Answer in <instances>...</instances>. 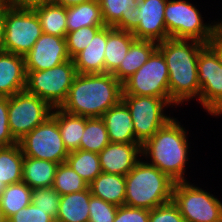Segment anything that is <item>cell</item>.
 <instances>
[{"label": "cell", "instance_id": "836d02e7", "mask_svg": "<svg viewBox=\"0 0 222 222\" xmlns=\"http://www.w3.org/2000/svg\"><path fill=\"white\" fill-rule=\"evenodd\" d=\"M60 196L53 187L36 188L32 189L31 203L43 211H46L56 222Z\"/></svg>", "mask_w": 222, "mask_h": 222}, {"label": "cell", "instance_id": "7c38bea8", "mask_svg": "<svg viewBox=\"0 0 222 222\" xmlns=\"http://www.w3.org/2000/svg\"><path fill=\"white\" fill-rule=\"evenodd\" d=\"M24 157L64 163L69 151L60 135L57 120L51 115L18 141Z\"/></svg>", "mask_w": 222, "mask_h": 222}, {"label": "cell", "instance_id": "ab89813d", "mask_svg": "<svg viewBox=\"0 0 222 222\" xmlns=\"http://www.w3.org/2000/svg\"><path fill=\"white\" fill-rule=\"evenodd\" d=\"M114 222H149V210L121 205Z\"/></svg>", "mask_w": 222, "mask_h": 222}, {"label": "cell", "instance_id": "7a4b0ae2", "mask_svg": "<svg viewBox=\"0 0 222 222\" xmlns=\"http://www.w3.org/2000/svg\"><path fill=\"white\" fill-rule=\"evenodd\" d=\"M122 84L113 74H77L60 109L84 117H102L122 100Z\"/></svg>", "mask_w": 222, "mask_h": 222}, {"label": "cell", "instance_id": "8992f818", "mask_svg": "<svg viewBox=\"0 0 222 222\" xmlns=\"http://www.w3.org/2000/svg\"><path fill=\"white\" fill-rule=\"evenodd\" d=\"M25 90L46 101L52 108H60L78 74L73 59L41 71H26Z\"/></svg>", "mask_w": 222, "mask_h": 222}, {"label": "cell", "instance_id": "5b68a950", "mask_svg": "<svg viewBox=\"0 0 222 222\" xmlns=\"http://www.w3.org/2000/svg\"><path fill=\"white\" fill-rule=\"evenodd\" d=\"M165 25L171 38L191 39L207 44L222 21L206 24L193 4L186 0H167L165 5Z\"/></svg>", "mask_w": 222, "mask_h": 222}, {"label": "cell", "instance_id": "ba28073f", "mask_svg": "<svg viewBox=\"0 0 222 222\" xmlns=\"http://www.w3.org/2000/svg\"><path fill=\"white\" fill-rule=\"evenodd\" d=\"M43 34L34 10L19 9L5 4V52L25 56Z\"/></svg>", "mask_w": 222, "mask_h": 222}, {"label": "cell", "instance_id": "d590c367", "mask_svg": "<svg viewBox=\"0 0 222 222\" xmlns=\"http://www.w3.org/2000/svg\"><path fill=\"white\" fill-rule=\"evenodd\" d=\"M118 206L91 195L89 222H114Z\"/></svg>", "mask_w": 222, "mask_h": 222}, {"label": "cell", "instance_id": "603a6c76", "mask_svg": "<svg viewBox=\"0 0 222 222\" xmlns=\"http://www.w3.org/2000/svg\"><path fill=\"white\" fill-rule=\"evenodd\" d=\"M91 194L116 206L125 204V176L101 172L90 184Z\"/></svg>", "mask_w": 222, "mask_h": 222}, {"label": "cell", "instance_id": "9a60e30c", "mask_svg": "<svg viewBox=\"0 0 222 222\" xmlns=\"http://www.w3.org/2000/svg\"><path fill=\"white\" fill-rule=\"evenodd\" d=\"M98 155L102 172L126 176L142 159V145L110 142Z\"/></svg>", "mask_w": 222, "mask_h": 222}, {"label": "cell", "instance_id": "484cf974", "mask_svg": "<svg viewBox=\"0 0 222 222\" xmlns=\"http://www.w3.org/2000/svg\"><path fill=\"white\" fill-rule=\"evenodd\" d=\"M67 32L88 26H106L99 0H89L75 6L66 7Z\"/></svg>", "mask_w": 222, "mask_h": 222}, {"label": "cell", "instance_id": "f35d334b", "mask_svg": "<svg viewBox=\"0 0 222 222\" xmlns=\"http://www.w3.org/2000/svg\"><path fill=\"white\" fill-rule=\"evenodd\" d=\"M18 143L13 137L8 122V97H0V147Z\"/></svg>", "mask_w": 222, "mask_h": 222}, {"label": "cell", "instance_id": "52a82bcc", "mask_svg": "<svg viewBox=\"0 0 222 222\" xmlns=\"http://www.w3.org/2000/svg\"><path fill=\"white\" fill-rule=\"evenodd\" d=\"M172 201L186 222L222 221L221 201L187 180L174 183Z\"/></svg>", "mask_w": 222, "mask_h": 222}, {"label": "cell", "instance_id": "8fae6325", "mask_svg": "<svg viewBox=\"0 0 222 222\" xmlns=\"http://www.w3.org/2000/svg\"><path fill=\"white\" fill-rule=\"evenodd\" d=\"M52 110L46 101L26 90L8 97V122L13 137L22 139L50 117Z\"/></svg>", "mask_w": 222, "mask_h": 222}, {"label": "cell", "instance_id": "277c9868", "mask_svg": "<svg viewBox=\"0 0 222 222\" xmlns=\"http://www.w3.org/2000/svg\"><path fill=\"white\" fill-rule=\"evenodd\" d=\"M125 183L126 206L150 211L172 201L175 181L143 158L125 176Z\"/></svg>", "mask_w": 222, "mask_h": 222}, {"label": "cell", "instance_id": "d6a6232c", "mask_svg": "<svg viewBox=\"0 0 222 222\" xmlns=\"http://www.w3.org/2000/svg\"><path fill=\"white\" fill-rule=\"evenodd\" d=\"M52 187L63 196L86 190L89 188V184L64 162L60 163L56 169Z\"/></svg>", "mask_w": 222, "mask_h": 222}, {"label": "cell", "instance_id": "bcb514c9", "mask_svg": "<svg viewBox=\"0 0 222 222\" xmlns=\"http://www.w3.org/2000/svg\"><path fill=\"white\" fill-rule=\"evenodd\" d=\"M5 188H6L5 183H3L2 181H0V196H1L2 192L5 190Z\"/></svg>", "mask_w": 222, "mask_h": 222}, {"label": "cell", "instance_id": "b9f144b4", "mask_svg": "<svg viewBox=\"0 0 222 222\" xmlns=\"http://www.w3.org/2000/svg\"><path fill=\"white\" fill-rule=\"evenodd\" d=\"M207 45L214 51L222 65V25L214 32Z\"/></svg>", "mask_w": 222, "mask_h": 222}, {"label": "cell", "instance_id": "d6986e66", "mask_svg": "<svg viewBox=\"0 0 222 222\" xmlns=\"http://www.w3.org/2000/svg\"><path fill=\"white\" fill-rule=\"evenodd\" d=\"M106 42L107 26H104L95 34L89 45L73 58L78 74L105 73Z\"/></svg>", "mask_w": 222, "mask_h": 222}, {"label": "cell", "instance_id": "30bf717a", "mask_svg": "<svg viewBox=\"0 0 222 222\" xmlns=\"http://www.w3.org/2000/svg\"><path fill=\"white\" fill-rule=\"evenodd\" d=\"M122 101L129 109L134 125V135L141 145L173 118L164 113V109L171 105L163 98L122 95Z\"/></svg>", "mask_w": 222, "mask_h": 222}, {"label": "cell", "instance_id": "f546056e", "mask_svg": "<svg viewBox=\"0 0 222 222\" xmlns=\"http://www.w3.org/2000/svg\"><path fill=\"white\" fill-rule=\"evenodd\" d=\"M110 143L108 131L101 117H85V130L80 140V150L100 153Z\"/></svg>", "mask_w": 222, "mask_h": 222}, {"label": "cell", "instance_id": "60d3db41", "mask_svg": "<svg viewBox=\"0 0 222 222\" xmlns=\"http://www.w3.org/2000/svg\"><path fill=\"white\" fill-rule=\"evenodd\" d=\"M3 3L19 9H35L41 6L54 4V0H3Z\"/></svg>", "mask_w": 222, "mask_h": 222}, {"label": "cell", "instance_id": "9c48e42d", "mask_svg": "<svg viewBox=\"0 0 222 222\" xmlns=\"http://www.w3.org/2000/svg\"><path fill=\"white\" fill-rule=\"evenodd\" d=\"M168 78L166 61L162 53L156 49L147 62L122 84V95L159 97L172 105Z\"/></svg>", "mask_w": 222, "mask_h": 222}, {"label": "cell", "instance_id": "ac0fdd59", "mask_svg": "<svg viewBox=\"0 0 222 222\" xmlns=\"http://www.w3.org/2000/svg\"><path fill=\"white\" fill-rule=\"evenodd\" d=\"M25 58L9 53H0V97H11L26 87Z\"/></svg>", "mask_w": 222, "mask_h": 222}, {"label": "cell", "instance_id": "6da1fadb", "mask_svg": "<svg viewBox=\"0 0 222 222\" xmlns=\"http://www.w3.org/2000/svg\"><path fill=\"white\" fill-rule=\"evenodd\" d=\"M205 45L196 40L171 37L158 42L157 49L168 67L169 95L174 107L193 98L199 100L197 62L200 50Z\"/></svg>", "mask_w": 222, "mask_h": 222}, {"label": "cell", "instance_id": "4dcf8cb0", "mask_svg": "<svg viewBox=\"0 0 222 222\" xmlns=\"http://www.w3.org/2000/svg\"><path fill=\"white\" fill-rule=\"evenodd\" d=\"M32 188L23 181L7 185L0 196V208L6 219L31 203Z\"/></svg>", "mask_w": 222, "mask_h": 222}, {"label": "cell", "instance_id": "83f0119b", "mask_svg": "<svg viewBox=\"0 0 222 222\" xmlns=\"http://www.w3.org/2000/svg\"><path fill=\"white\" fill-rule=\"evenodd\" d=\"M24 155L19 143L0 147V181L5 185L22 181Z\"/></svg>", "mask_w": 222, "mask_h": 222}, {"label": "cell", "instance_id": "4fadbf2b", "mask_svg": "<svg viewBox=\"0 0 222 222\" xmlns=\"http://www.w3.org/2000/svg\"><path fill=\"white\" fill-rule=\"evenodd\" d=\"M199 103L213 116L222 115V65L206 44L198 56Z\"/></svg>", "mask_w": 222, "mask_h": 222}, {"label": "cell", "instance_id": "5bb4252c", "mask_svg": "<svg viewBox=\"0 0 222 222\" xmlns=\"http://www.w3.org/2000/svg\"><path fill=\"white\" fill-rule=\"evenodd\" d=\"M26 71L51 69L71 58L65 37L43 33L32 49L24 56Z\"/></svg>", "mask_w": 222, "mask_h": 222}, {"label": "cell", "instance_id": "7bdbcfd3", "mask_svg": "<svg viewBox=\"0 0 222 222\" xmlns=\"http://www.w3.org/2000/svg\"><path fill=\"white\" fill-rule=\"evenodd\" d=\"M5 33V4L0 7V53L4 51L3 40Z\"/></svg>", "mask_w": 222, "mask_h": 222}, {"label": "cell", "instance_id": "f6af8a7d", "mask_svg": "<svg viewBox=\"0 0 222 222\" xmlns=\"http://www.w3.org/2000/svg\"><path fill=\"white\" fill-rule=\"evenodd\" d=\"M0 222H7L3 210L0 208Z\"/></svg>", "mask_w": 222, "mask_h": 222}, {"label": "cell", "instance_id": "ffe728a7", "mask_svg": "<svg viewBox=\"0 0 222 222\" xmlns=\"http://www.w3.org/2000/svg\"><path fill=\"white\" fill-rule=\"evenodd\" d=\"M101 118L105 122L110 142L139 143L134 135V125L129 109L122 100L109 108Z\"/></svg>", "mask_w": 222, "mask_h": 222}, {"label": "cell", "instance_id": "1f68e13d", "mask_svg": "<svg viewBox=\"0 0 222 222\" xmlns=\"http://www.w3.org/2000/svg\"><path fill=\"white\" fill-rule=\"evenodd\" d=\"M66 163L88 184L102 172L99 155L96 152L80 149L70 151Z\"/></svg>", "mask_w": 222, "mask_h": 222}, {"label": "cell", "instance_id": "3957f363", "mask_svg": "<svg viewBox=\"0 0 222 222\" xmlns=\"http://www.w3.org/2000/svg\"><path fill=\"white\" fill-rule=\"evenodd\" d=\"M187 130L176 118L170 119L142 145V156L173 181H186L185 165L188 161L189 143ZM149 156V157H148Z\"/></svg>", "mask_w": 222, "mask_h": 222}, {"label": "cell", "instance_id": "2e32d148", "mask_svg": "<svg viewBox=\"0 0 222 222\" xmlns=\"http://www.w3.org/2000/svg\"><path fill=\"white\" fill-rule=\"evenodd\" d=\"M167 0H144L137 18L140 23L132 32L136 39L161 42L169 38L165 25V5Z\"/></svg>", "mask_w": 222, "mask_h": 222}, {"label": "cell", "instance_id": "e0dca14e", "mask_svg": "<svg viewBox=\"0 0 222 222\" xmlns=\"http://www.w3.org/2000/svg\"><path fill=\"white\" fill-rule=\"evenodd\" d=\"M103 21L106 26L133 32L139 25L137 18L144 0H99Z\"/></svg>", "mask_w": 222, "mask_h": 222}, {"label": "cell", "instance_id": "d4e9b609", "mask_svg": "<svg viewBox=\"0 0 222 222\" xmlns=\"http://www.w3.org/2000/svg\"><path fill=\"white\" fill-rule=\"evenodd\" d=\"M58 163L24 157L22 181L30 188L52 187Z\"/></svg>", "mask_w": 222, "mask_h": 222}, {"label": "cell", "instance_id": "ee69618b", "mask_svg": "<svg viewBox=\"0 0 222 222\" xmlns=\"http://www.w3.org/2000/svg\"><path fill=\"white\" fill-rule=\"evenodd\" d=\"M89 0H54L55 4L62 5L64 7H71Z\"/></svg>", "mask_w": 222, "mask_h": 222}, {"label": "cell", "instance_id": "4316f807", "mask_svg": "<svg viewBox=\"0 0 222 222\" xmlns=\"http://www.w3.org/2000/svg\"><path fill=\"white\" fill-rule=\"evenodd\" d=\"M60 129V135L67 150H78L80 140L85 130V117L69 114L60 108H53L51 114Z\"/></svg>", "mask_w": 222, "mask_h": 222}, {"label": "cell", "instance_id": "7402d4cb", "mask_svg": "<svg viewBox=\"0 0 222 222\" xmlns=\"http://www.w3.org/2000/svg\"><path fill=\"white\" fill-rule=\"evenodd\" d=\"M157 46L158 43L155 41L136 39L113 75L123 84L147 62L151 54L157 49Z\"/></svg>", "mask_w": 222, "mask_h": 222}, {"label": "cell", "instance_id": "e575fe53", "mask_svg": "<svg viewBox=\"0 0 222 222\" xmlns=\"http://www.w3.org/2000/svg\"><path fill=\"white\" fill-rule=\"evenodd\" d=\"M101 28L100 26H88L67 32L65 39L69 57L73 59L79 52L85 49Z\"/></svg>", "mask_w": 222, "mask_h": 222}, {"label": "cell", "instance_id": "7dc6e473", "mask_svg": "<svg viewBox=\"0 0 222 222\" xmlns=\"http://www.w3.org/2000/svg\"><path fill=\"white\" fill-rule=\"evenodd\" d=\"M4 3H3V0H0V7L3 5Z\"/></svg>", "mask_w": 222, "mask_h": 222}, {"label": "cell", "instance_id": "8d00e7d4", "mask_svg": "<svg viewBox=\"0 0 222 222\" xmlns=\"http://www.w3.org/2000/svg\"><path fill=\"white\" fill-rule=\"evenodd\" d=\"M149 222H186V220L180 214L177 205L170 201L150 210Z\"/></svg>", "mask_w": 222, "mask_h": 222}, {"label": "cell", "instance_id": "74e56055", "mask_svg": "<svg viewBox=\"0 0 222 222\" xmlns=\"http://www.w3.org/2000/svg\"><path fill=\"white\" fill-rule=\"evenodd\" d=\"M7 222H55V220L46 211L30 203L11 216Z\"/></svg>", "mask_w": 222, "mask_h": 222}, {"label": "cell", "instance_id": "cb8c5ba5", "mask_svg": "<svg viewBox=\"0 0 222 222\" xmlns=\"http://www.w3.org/2000/svg\"><path fill=\"white\" fill-rule=\"evenodd\" d=\"M90 188L60 196L56 222H89Z\"/></svg>", "mask_w": 222, "mask_h": 222}, {"label": "cell", "instance_id": "f1b7e54d", "mask_svg": "<svg viewBox=\"0 0 222 222\" xmlns=\"http://www.w3.org/2000/svg\"><path fill=\"white\" fill-rule=\"evenodd\" d=\"M33 10L39 19L43 33L66 37V7L54 3Z\"/></svg>", "mask_w": 222, "mask_h": 222}, {"label": "cell", "instance_id": "44dd1931", "mask_svg": "<svg viewBox=\"0 0 222 222\" xmlns=\"http://www.w3.org/2000/svg\"><path fill=\"white\" fill-rule=\"evenodd\" d=\"M136 40L132 32L107 26L105 73L113 74L120 66L131 44Z\"/></svg>", "mask_w": 222, "mask_h": 222}]
</instances>
